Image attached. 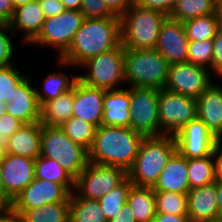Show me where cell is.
Returning <instances> with one entry per match:
<instances>
[{"mask_svg":"<svg viewBox=\"0 0 222 222\" xmlns=\"http://www.w3.org/2000/svg\"><path fill=\"white\" fill-rule=\"evenodd\" d=\"M120 44V17L84 18L69 48L58 57V62L64 66H80Z\"/></svg>","mask_w":222,"mask_h":222,"instance_id":"obj_1","label":"cell"},{"mask_svg":"<svg viewBox=\"0 0 222 222\" xmlns=\"http://www.w3.org/2000/svg\"><path fill=\"white\" fill-rule=\"evenodd\" d=\"M145 136L130 127L105 126L96 128L89 162L117 166L126 172L132 167Z\"/></svg>","mask_w":222,"mask_h":222,"instance_id":"obj_2","label":"cell"},{"mask_svg":"<svg viewBox=\"0 0 222 222\" xmlns=\"http://www.w3.org/2000/svg\"><path fill=\"white\" fill-rule=\"evenodd\" d=\"M176 152L173 135L145 136L128 179L137 187H153L170 157Z\"/></svg>","mask_w":222,"mask_h":222,"instance_id":"obj_3","label":"cell"},{"mask_svg":"<svg viewBox=\"0 0 222 222\" xmlns=\"http://www.w3.org/2000/svg\"><path fill=\"white\" fill-rule=\"evenodd\" d=\"M168 16L135 4L120 17L121 44L124 49H154L159 30Z\"/></svg>","mask_w":222,"mask_h":222,"instance_id":"obj_4","label":"cell"},{"mask_svg":"<svg viewBox=\"0 0 222 222\" xmlns=\"http://www.w3.org/2000/svg\"><path fill=\"white\" fill-rule=\"evenodd\" d=\"M168 61L155 49H125L124 76L130 87L163 89Z\"/></svg>","mask_w":222,"mask_h":222,"instance_id":"obj_5","label":"cell"},{"mask_svg":"<svg viewBox=\"0 0 222 222\" xmlns=\"http://www.w3.org/2000/svg\"><path fill=\"white\" fill-rule=\"evenodd\" d=\"M40 156L56 160L74 179L89 164L88 150L72 141L60 126L42 125Z\"/></svg>","mask_w":222,"mask_h":222,"instance_id":"obj_6","label":"cell"},{"mask_svg":"<svg viewBox=\"0 0 222 222\" xmlns=\"http://www.w3.org/2000/svg\"><path fill=\"white\" fill-rule=\"evenodd\" d=\"M125 49L120 44L106 53L94 56L80 66L87 69V74L78 75L83 84L103 90H113L118 84L125 82L124 76Z\"/></svg>","mask_w":222,"mask_h":222,"instance_id":"obj_7","label":"cell"},{"mask_svg":"<svg viewBox=\"0 0 222 222\" xmlns=\"http://www.w3.org/2000/svg\"><path fill=\"white\" fill-rule=\"evenodd\" d=\"M84 18L81 11L71 9H65L57 16L45 18L40 33L30 44L56 48L60 57L69 48Z\"/></svg>","mask_w":222,"mask_h":222,"instance_id":"obj_8","label":"cell"},{"mask_svg":"<svg viewBox=\"0 0 222 222\" xmlns=\"http://www.w3.org/2000/svg\"><path fill=\"white\" fill-rule=\"evenodd\" d=\"M159 90L156 88L130 87L129 127L144 136H159Z\"/></svg>","mask_w":222,"mask_h":222,"instance_id":"obj_9","label":"cell"},{"mask_svg":"<svg viewBox=\"0 0 222 222\" xmlns=\"http://www.w3.org/2000/svg\"><path fill=\"white\" fill-rule=\"evenodd\" d=\"M126 177L127 172L121 167L89 162L75 179L74 192L78 191L76 195L82 198L99 200Z\"/></svg>","mask_w":222,"mask_h":222,"instance_id":"obj_10","label":"cell"},{"mask_svg":"<svg viewBox=\"0 0 222 222\" xmlns=\"http://www.w3.org/2000/svg\"><path fill=\"white\" fill-rule=\"evenodd\" d=\"M158 116L160 135H175L197 117L196 99L165 88L159 90Z\"/></svg>","mask_w":222,"mask_h":222,"instance_id":"obj_11","label":"cell"},{"mask_svg":"<svg viewBox=\"0 0 222 222\" xmlns=\"http://www.w3.org/2000/svg\"><path fill=\"white\" fill-rule=\"evenodd\" d=\"M208 68L182 62L169 65L165 89L197 99L213 83Z\"/></svg>","mask_w":222,"mask_h":222,"instance_id":"obj_12","label":"cell"},{"mask_svg":"<svg viewBox=\"0 0 222 222\" xmlns=\"http://www.w3.org/2000/svg\"><path fill=\"white\" fill-rule=\"evenodd\" d=\"M174 138L176 151L187 159L211 155L215 145L220 141L198 117L189 121L174 135Z\"/></svg>","mask_w":222,"mask_h":222,"instance_id":"obj_13","label":"cell"},{"mask_svg":"<svg viewBox=\"0 0 222 222\" xmlns=\"http://www.w3.org/2000/svg\"><path fill=\"white\" fill-rule=\"evenodd\" d=\"M70 194L62 184L34 178V180L11 201V207L15 210L32 209L45 204L63 202Z\"/></svg>","mask_w":222,"mask_h":222,"instance_id":"obj_14","label":"cell"},{"mask_svg":"<svg viewBox=\"0 0 222 222\" xmlns=\"http://www.w3.org/2000/svg\"><path fill=\"white\" fill-rule=\"evenodd\" d=\"M3 194L11 202L35 178V159L7 153L1 160Z\"/></svg>","mask_w":222,"mask_h":222,"instance_id":"obj_15","label":"cell"},{"mask_svg":"<svg viewBox=\"0 0 222 222\" xmlns=\"http://www.w3.org/2000/svg\"><path fill=\"white\" fill-rule=\"evenodd\" d=\"M188 38L182 22L167 17L162 23L156 47L169 63L178 64L188 61Z\"/></svg>","mask_w":222,"mask_h":222,"instance_id":"obj_16","label":"cell"},{"mask_svg":"<svg viewBox=\"0 0 222 222\" xmlns=\"http://www.w3.org/2000/svg\"><path fill=\"white\" fill-rule=\"evenodd\" d=\"M105 91L78 80L74 85L73 117L81 118L96 128L101 126Z\"/></svg>","mask_w":222,"mask_h":222,"instance_id":"obj_17","label":"cell"},{"mask_svg":"<svg viewBox=\"0 0 222 222\" xmlns=\"http://www.w3.org/2000/svg\"><path fill=\"white\" fill-rule=\"evenodd\" d=\"M7 114L15 117L23 124L40 122V105L31 79L25 77L15 88L10 103L6 104Z\"/></svg>","mask_w":222,"mask_h":222,"instance_id":"obj_18","label":"cell"},{"mask_svg":"<svg viewBox=\"0 0 222 222\" xmlns=\"http://www.w3.org/2000/svg\"><path fill=\"white\" fill-rule=\"evenodd\" d=\"M197 117L222 141V86L211 83L196 99Z\"/></svg>","mask_w":222,"mask_h":222,"instance_id":"obj_19","label":"cell"},{"mask_svg":"<svg viewBox=\"0 0 222 222\" xmlns=\"http://www.w3.org/2000/svg\"><path fill=\"white\" fill-rule=\"evenodd\" d=\"M188 216L192 222H204L220 217L216 181L188 192Z\"/></svg>","mask_w":222,"mask_h":222,"instance_id":"obj_20","label":"cell"},{"mask_svg":"<svg viewBox=\"0 0 222 222\" xmlns=\"http://www.w3.org/2000/svg\"><path fill=\"white\" fill-rule=\"evenodd\" d=\"M152 188L154 191L188 194L190 185L187 174V158L176 151L162 169Z\"/></svg>","mask_w":222,"mask_h":222,"instance_id":"obj_21","label":"cell"},{"mask_svg":"<svg viewBox=\"0 0 222 222\" xmlns=\"http://www.w3.org/2000/svg\"><path fill=\"white\" fill-rule=\"evenodd\" d=\"M44 21L45 14L38 0H35L15 8L13 17L8 25L13 35H15L17 31H22L24 33L23 43L30 44L40 33Z\"/></svg>","mask_w":222,"mask_h":222,"instance_id":"obj_22","label":"cell"},{"mask_svg":"<svg viewBox=\"0 0 222 222\" xmlns=\"http://www.w3.org/2000/svg\"><path fill=\"white\" fill-rule=\"evenodd\" d=\"M129 115L130 88L105 91L101 125L129 127Z\"/></svg>","mask_w":222,"mask_h":222,"instance_id":"obj_23","label":"cell"},{"mask_svg":"<svg viewBox=\"0 0 222 222\" xmlns=\"http://www.w3.org/2000/svg\"><path fill=\"white\" fill-rule=\"evenodd\" d=\"M42 124H23L9 138L7 153L36 159L40 156Z\"/></svg>","mask_w":222,"mask_h":222,"instance_id":"obj_24","label":"cell"},{"mask_svg":"<svg viewBox=\"0 0 222 222\" xmlns=\"http://www.w3.org/2000/svg\"><path fill=\"white\" fill-rule=\"evenodd\" d=\"M74 87L56 99L40 105V123L47 126H61L73 116Z\"/></svg>","mask_w":222,"mask_h":222,"instance_id":"obj_25","label":"cell"},{"mask_svg":"<svg viewBox=\"0 0 222 222\" xmlns=\"http://www.w3.org/2000/svg\"><path fill=\"white\" fill-rule=\"evenodd\" d=\"M127 204L130 206L137 222H153L156 215V205L152 187L133 185L127 196Z\"/></svg>","mask_w":222,"mask_h":222,"instance_id":"obj_26","label":"cell"},{"mask_svg":"<svg viewBox=\"0 0 222 222\" xmlns=\"http://www.w3.org/2000/svg\"><path fill=\"white\" fill-rule=\"evenodd\" d=\"M16 211L22 215L24 222H69L70 196L63 202Z\"/></svg>","mask_w":222,"mask_h":222,"instance_id":"obj_27","label":"cell"},{"mask_svg":"<svg viewBox=\"0 0 222 222\" xmlns=\"http://www.w3.org/2000/svg\"><path fill=\"white\" fill-rule=\"evenodd\" d=\"M69 222H108L98 200L70 194Z\"/></svg>","mask_w":222,"mask_h":222,"instance_id":"obj_28","label":"cell"},{"mask_svg":"<svg viewBox=\"0 0 222 222\" xmlns=\"http://www.w3.org/2000/svg\"><path fill=\"white\" fill-rule=\"evenodd\" d=\"M34 169L35 178L62 184L70 193L74 191L75 179L56 160L38 156Z\"/></svg>","mask_w":222,"mask_h":222,"instance_id":"obj_29","label":"cell"},{"mask_svg":"<svg viewBox=\"0 0 222 222\" xmlns=\"http://www.w3.org/2000/svg\"><path fill=\"white\" fill-rule=\"evenodd\" d=\"M213 155L204 158L187 159V174L190 190L216 181Z\"/></svg>","mask_w":222,"mask_h":222,"instance_id":"obj_30","label":"cell"},{"mask_svg":"<svg viewBox=\"0 0 222 222\" xmlns=\"http://www.w3.org/2000/svg\"><path fill=\"white\" fill-rule=\"evenodd\" d=\"M78 81V75L70 77L65 75L63 72H53L46 76L43 80V93L39 92L36 88V95L41 105L43 102H48L50 100L56 99L58 96L63 95L64 93L71 91Z\"/></svg>","mask_w":222,"mask_h":222,"instance_id":"obj_31","label":"cell"},{"mask_svg":"<svg viewBox=\"0 0 222 222\" xmlns=\"http://www.w3.org/2000/svg\"><path fill=\"white\" fill-rule=\"evenodd\" d=\"M217 7L214 0H178L169 17L183 23L199 16L212 15Z\"/></svg>","mask_w":222,"mask_h":222,"instance_id":"obj_32","label":"cell"},{"mask_svg":"<svg viewBox=\"0 0 222 222\" xmlns=\"http://www.w3.org/2000/svg\"><path fill=\"white\" fill-rule=\"evenodd\" d=\"M188 41L212 40L218 32L216 13L183 22Z\"/></svg>","mask_w":222,"mask_h":222,"instance_id":"obj_33","label":"cell"},{"mask_svg":"<svg viewBox=\"0 0 222 222\" xmlns=\"http://www.w3.org/2000/svg\"><path fill=\"white\" fill-rule=\"evenodd\" d=\"M60 127L72 141L89 151L96 131V127L93 124L72 116Z\"/></svg>","mask_w":222,"mask_h":222,"instance_id":"obj_34","label":"cell"},{"mask_svg":"<svg viewBox=\"0 0 222 222\" xmlns=\"http://www.w3.org/2000/svg\"><path fill=\"white\" fill-rule=\"evenodd\" d=\"M132 186L133 183L126 177L118 186L111 189L98 200L107 221L113 218L122 209L123 205L127 203V196Z\"/></svg>","mask_w":222,"mask_h":222,"instance_id":"obj_35","label":"cell"},{"mask_svg":"<svg viewBox=\"0 0 222 222\" xmlns=\"http://www.w3.org/2000/svg\"><path fill=\"white\" fill-rule=\"evenodd\" d=\"M157 213L188 215V194L154 191Z\"/></svg>","mask_w":222,"mask_h":222,"instance_id":"obj_36","label":"cell"},{"mask_svg":"<svg viewBox=\"0 0 222 222\" xmlns=\"http://www.w3.org/2000/svg\"><path fill=\"white\" fill-rule=\"evenodd\" d=\"M12 65H6L0 68V100L10 103L15 92V88L26 77L21 75L20 71Z\"/></svg>","mask_w":222,"mask_h":222,"instance_id":"obj_37","label":"cell"},{"mask_svg":"<svg viewBox=\"0 0 222 222\" xmlns=\"http://www.w3.org/2000/svg\"><path fill=\"white\" fill-rule=\"evenodd\" d=\"M212 58H213L212 40L188 42V62L205 68L210 67L211 70Z\"/></svg>","mask_w":222,"mask_h":222,"instance_id":"obj_38","label":"cell"},{"mask_svg":"<svg viewBox=\"0 0 222 222\" xmlns=\"http://www.w3.org/2000/svg\"><path fill=\"white\" fill-rule=\"evenodd\" d=\"M7 32L12 33L13 35V32L7 23H0V68L13 64L11 59L14 55V46Z\"/></svg>","mask_w":222,"mask_h":222,"instance_id":"obj_39","label":"cell"},{"mask_svg":"<svg viewBox=\"0 0 222 222\" xmlns=\"http://www.w3.org/2000/svg\"><path fill=\"white\" fill-rule=\"evenodd\" d=\"M85 18H108L115 16L104 0H82L81 10Z\"/></svg>","mask_w":222,"mask_h":222,"instance_id":"obj_40","label":"cell"},{"mask_svg":"<svg viewBox=\"0 0 222 222\" xmlns=\"http://www.w3.org/2000/svg\"><path fill=\"white\" fill-rule=\"evenodd\" d=\"M23 123L11 116L10 114H3L0 116V141L6 147L9 142L10 136L17 131Z\"/></svg>","mask_w":222,"mask_h":222,"instance_id":"obj_41","label":"cell"},{"mask_svg":"<svg viewBox=\"0 0 222 222\" xmlns=\"http://www.w3.org/2000/svg\"><path fill=\"white\" fill-rule=\"evenodd\" d=\"M178 0H134V3L145 9L156 10L168 17L177 5Z\"/></svg>","mask_w":222,"mask_h":222,"instance_id":"obj_42","label":"cell"},{"mask_svg":"<svg viewBox=\"0 0 222 222\" xmlns=\"http://www.w3.org/2000/svg\"><path fill=\"white\" fill-rule=\"evenodd\" d=\"M213 42V58H212V71L216 77H222V34L217 32L216 36L212 39Z\"/></svg>","mask_w":222,"mask_h":222,"instance_id":"obj_43","label":"cell"},{"mask_svg":"<svg viewBox=\"0 0 222 222\" xmlns=\"http://www.w3.org/2000/svg\"><path fill=\"white\" fill-rule=\"evenodd\" d=\"M45 18L57 16L65 11V7L60 0H38Z\"/></svg>","mask_w":222,"mask_h":222,"instance_id":"obj_44","label":"cell"},{"mask_svg":"<svg viewBox=\"0 0 222 222\" xmlns=\"http://www.w3.org/2000/svg\"><path fill=\"white\" fill-rule=\"evenodd\" d=\"M108 9L117 17H121L134 0H104Z\"/></svg>","mask_w":222,"mask_h":222,"instance_id":"obj_45","label":"cell"},{"mask_svg":"<svg viewBox=\"0 0 222 222\" xmlns=\"http://www.w3.org/2000/svg\"><path fill=\"white\" fill-rule=\"evenodd\" d=\"M12 0H0V23H9L14 14Z\"/></svg>","mask_w":222,"mask_h":222,"instance_id":"obj_46","label":"cell"},{"mask_svg":"<svg viewBox=\"0 0 222 222\" xmlns=\"http://www.w3.org/2000/svg\"><path fill=\"white\" fill-rule=\"evenodd\" d=\"M222 141H219L214 150L212 151V155L215 163V174L216 181L222 182Z\"/></svg>","mask_w":222,"mask_h":222,"instance_id":"obj_47","label":"cell"},{"mask_svg":"<svg viewBox=\"0 0 222 222\" xmlns=\"http://www.w3.org/2000/svg\"><path fill=\"white\" fill-rule=\"evenodd\" d=\"M108 222H137L130 206L126 203Z\"/></svg>","mask_w":222,"mask_h":222,"instance_id":"obj_48","label":"cell"},{"mask_svg":"<svg viewBox=\"0 0 222 222\" xmlns=\"http://www.w3.org/2000/svg\"><path fill=\"white\" fill-rule=\"evenodd\" d=\"M153 222H192L188 215H174L167 213H157Z\"/></svg>","mask_w":222,"mask_h":222,"instance_id":"obj_49","label":"cell"},{"mask_svg":"<svg viewBox=\"0 0 222 222\" xmlns=\"http://www.w3.org/2000/svg\"><path fill=\"white\" fill-rule=\"evenodd\" d=\"M0 222H24L22 215L13 209L11 206L0 212Z\"/></svg>","mask_w":222,"mask_h":222,"instance_id":"obj_50","label":"cell"},{"mask_svg":"<svg viewBox=\"0 0 222 222\" xmlns=\"http://www.w3.org/2000/svg\"><path fill=\"white\" fill-rule=\"evenodd\" d=\"M65 9H71V10H77L80 11L81 10V3L82 0H60Z\"/></svg>","mask_w":222,"mask_h":222,"instance_id":"obj_51","label":"cell"},{"mask_svg":"<svg viewBox=\"0 0 222 222\" xmlns=\"http://www.w3.org/2000/svg\"><path fill=\"white\" fill-rule=\"evenodd\" d=\"M216 193H217L220 217H222V182L216 181Z\"/></svg>","mask_w":222,"mask_h":222,"instance_id":"obj_52","label":"cell"},{"mask_svg":"<svg viewBox=\"0 0 222 222\" xmlns=\"http://www.w3.org/2000/svg\"><path fill=\"white\" fill-rule=\"evenodd\" d=\"M11 206L9 199L0 191V212L7 210Z\"/></svg>","mask_w":222,"mask_h":222,"instance_id":"obj_53","label":"cell"},{"mask_svg":"<svg viewBox=\"0 0 222 222\" xmlns=\"http://www.w3.org/2000/svg\"><path fill=\"white\" fill-rule=\"evenodd\" d=\"M216 16L218 20V32L222 34V4L218 5L216 10Z\"/></svg>","mask_w":222,"mask_h":222,"instance_id":"obj_54","label":"cell"},{"mask_svg":"<svg viewBox=\"0 0 222 222\" xmlns=\"http://www.w3.org/2000/svg\"><path fill=\"white\" fill-rule=\"evenodd\" d=\"M35 0H12L14 8L33 2Z\"/></svg>","mask_w":222,"mask_h":222,"instance_id":"obj_55","label":"cell"},{"mask_svg":"<svg viewBox=\"0 0 222 222\" xmlns=\"http://www.w3.org/2000/svg\"><path fill=\"white\" fill-rule=\"evenodd\" d=\"M7 154V147L0 141V160Z\"/></svg>","mask_w":222,"mask_h":222,"instance_id":"obj_56","label":"cell"},{"mask_svg":"<svg viewBox=\"0 0 222 222\" xmlns=\"http://www.w3.org/2000/svg\"><path fill=\"white\" fill-rule=\"evenodd\" d=\"M6 103L3 102L2 100H0V116H2L3 114H6Z\"/></svg>","mask_w":222,"mask_h":222,"instance_id":"obj_57","label":"cell"},{"mask_svg":"<svg viewBox=\"0 0 222 222\" xmlns=\"http://www.w3.org/2000/svg\"><path fill=\"white\" fill-rule=\"evenodd\" d=\"M0 191L3 193V179H2V171H1V162H0Z\"/></svg>","mask_w":222,"mask_h":222,"instance_id":"obj_58","label":"cell"},{"mask_svg":"<svg viewBox=\"0 0 222 222\" xmlns=\"http://www.w3.org/2000/svg\"><path fill=\"white\" fill-rule=\"evenodd\" d=\"M204 222H222V217H218L209 221H204Z\"/></svg>","mask_w":222,"mask_h":222,"instance_id":"obj_59","label":"cell"},{"mask_svg":"<svg viewBox=\"0 0 222 222\" xmlns=\"http://www.w3.org/2000/svg\"><path fill=\"white\" fill-rule=\"evenodd\" d=\"M218 5L222 4V0H214Z\"/></svg>","mask_w":222,"mask_h":222,"instance_id":"obj_60","label":"cell"}]
</instances>
